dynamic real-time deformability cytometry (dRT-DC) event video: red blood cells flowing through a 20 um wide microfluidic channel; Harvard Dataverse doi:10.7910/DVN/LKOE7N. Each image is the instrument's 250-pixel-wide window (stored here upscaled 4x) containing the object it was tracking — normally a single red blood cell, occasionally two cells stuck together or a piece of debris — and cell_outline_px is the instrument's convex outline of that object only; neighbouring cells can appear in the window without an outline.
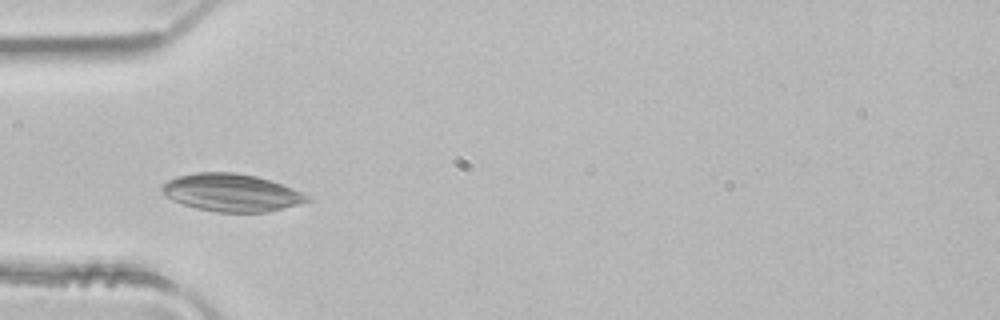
{"species": "common noctule bat (a hibernating species)", "species_latin": "Nyctalus noctula", "temperature_condition": "room temperature", "stored_images_in_passage": 3, "camera_frame_rate_fps": 3000, "um_per_image_px": 0.085, "animal": {"sex": "male", "body_mass_g": 21.5, "forearm_length_mm": 52.0}, "frame": {"image": 1, "passage_image": 1, "time_ms": 0.0, "image_size_px": [1000, 320], "cell_outline_px": [[312, 200], [300, 204], [268, 212], [216, 212], [196, 208], [172, 200], [164, 196], [160, 188], [160, 184], [176, 176], [196, 172], [236, 172], [256, 176], [292, 188], [308, 196]], "centroid_in_image_um": [19.62, 16.37], "position_along_channel_um": 65.4, "area_um2": 31.91}}
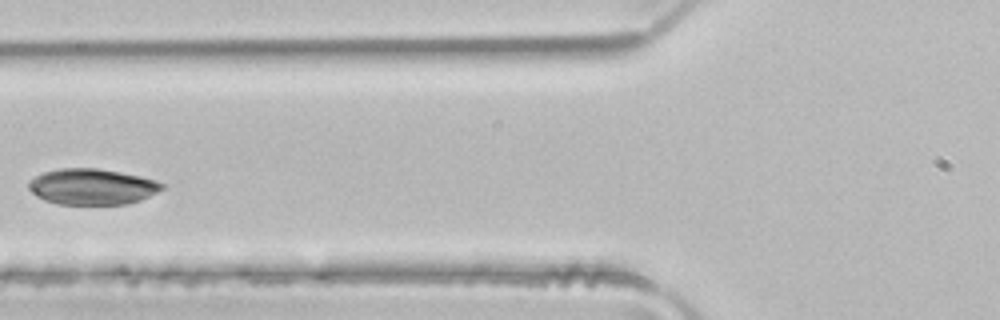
{"frame": {"image": 2, "passage_image": 2, "time_ms": 0.333, "image_size_px": [1000, 320], "cell_outline_px": [[164, 188], [140, 200], [124, 204], [56, 204], [44, 200], [36, 196], [28, 188], [28, 180], [44, 172], [60, 168], [96, 168], [120, 172], [140, 176], [156, 180], [164, 184]], "centroid_in_image_um": [7.8, 15.86], "position_along_channel_um": 118.0, "area_um2": 27.86}}
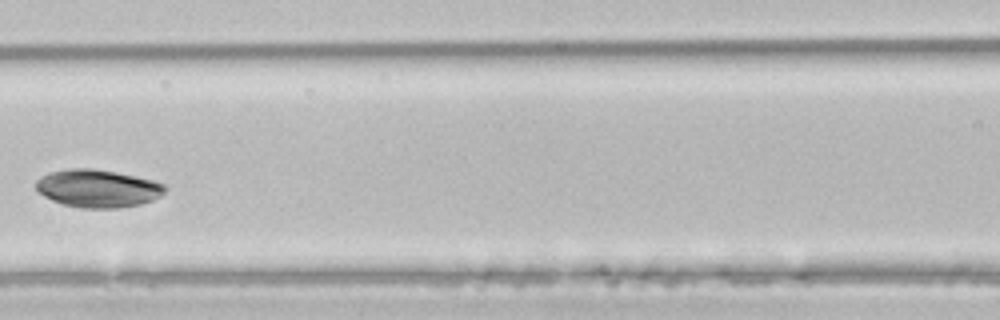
{"frame": {"image": 3, "passage_image": 3, "time_ms": 0.667, "image_size_px": [1000, 320], "cell_outline_px": [[168, 188], [160, 196], [152, 200], [140, 204], [120, 208], [80, 208], [64, 204], [52, 200], [44, 196], [36, 188], [36, 180], [40, 176], [48, 172], [68, 168], [96, 168], [136, 176], [152, 180], [164, 184]], "centroid_in_image_um": [8.3, 16.0], "position_along_channel_um": 158.3, "area_um2": 28.61}}